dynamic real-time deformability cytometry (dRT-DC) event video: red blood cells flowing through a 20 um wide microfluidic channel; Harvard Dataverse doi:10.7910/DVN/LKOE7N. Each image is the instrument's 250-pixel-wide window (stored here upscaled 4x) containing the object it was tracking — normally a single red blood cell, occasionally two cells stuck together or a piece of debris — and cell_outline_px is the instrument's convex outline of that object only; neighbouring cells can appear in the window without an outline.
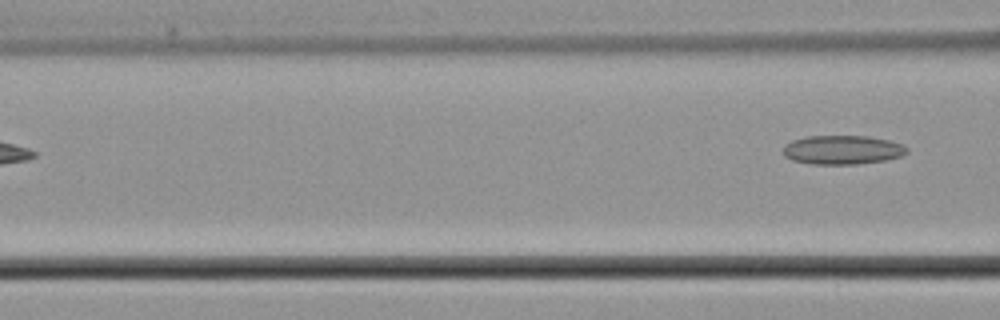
{"species": "common noctule bat (a hibernating species)", "species_latin": "Nyctalus noctula", "temperature_condition": "cold", "stored_images_in_passage": 4, "camera_frame_rate_fps": 3000, "um_per_image_px": 0.085, "animal": {"sex": "male", "body_mass_g": 21.5, "forearm_length_mm": 52.0}, "frame": {"image": 1, "passage_image": 4, "time_ms": 4.333, "image_size_px": [1000, 320], "cell_outline_px": [[908, 152], [900, 156], [884, 160], [856, 164], [812, 164], [792, 160], [784, 156], [784, 144], [792, 140], [808, 136], [868, 136], [888, 140], [900, 144], [908, 148]], "centroid_in_image_um": [71.58, 12.73], "position_along_channel_um": 95.0, "area_um2": 20.81}}